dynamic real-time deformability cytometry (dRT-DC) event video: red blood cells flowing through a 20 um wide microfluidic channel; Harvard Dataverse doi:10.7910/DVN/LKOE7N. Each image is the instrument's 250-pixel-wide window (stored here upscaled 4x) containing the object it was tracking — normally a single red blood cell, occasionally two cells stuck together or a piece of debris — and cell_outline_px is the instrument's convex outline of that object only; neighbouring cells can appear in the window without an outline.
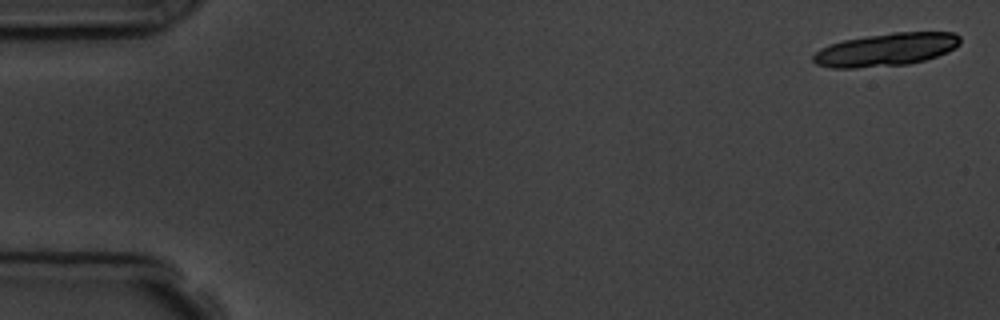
{"species": "common noctule bat (a hibernating species)", "species_latin": "Nyctalus noctula", "temperature_condition": "room temperature", "stored_images_in_passage": 7, "segment_of_instrument_passage": [1, 2], "camera_frame_rate_fps": 3000, "um_per_image_px": 0.085, "animal": {"sex": "male", "body_mass_g": 19.5, "forearm_length_mm": 54.6}, "frame": {"image": 1, "passage_image": 1, "time_ms": 0.0, "image_size_px": [1000, 320], "cell_outline_px": [[960, 44], [936, 56], [924, 60], [908, 64], [856, 68], [832, 68], [816, 64], [812, 60], [812, 56], [820, 48], [828, 44], [844, 40], [892, 32], [956, 32], [960, 36]], "centroid_in_image_um": [75.27, 4.21], "position_along_channel_um": 9.7, "area_um2": 28.09}}